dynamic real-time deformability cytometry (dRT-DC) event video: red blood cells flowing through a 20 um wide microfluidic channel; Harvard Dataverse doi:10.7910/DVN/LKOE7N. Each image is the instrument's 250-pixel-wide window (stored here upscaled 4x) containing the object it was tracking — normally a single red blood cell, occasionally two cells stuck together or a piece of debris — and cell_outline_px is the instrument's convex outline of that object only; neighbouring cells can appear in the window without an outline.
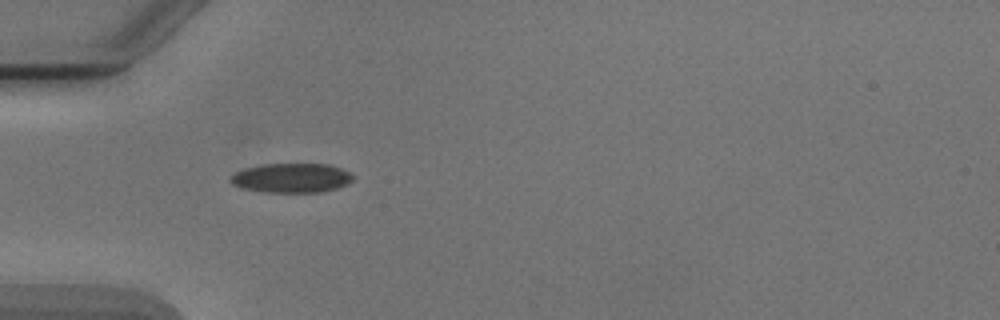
{"species": "Egyptian fruit bat (a non-hibernating species)", "species_latin": "Rousettus aegyptiacus", "temperature_condition": "cold", "stored_images_in_passage": 6, "camera_frame_rate_fps": 3000, "um_per_image_px": 0.085, "animal": {"sex": "male"}, "frame": {"image": 1, "passage_image": 3, "time_ms": 2.333, "image_size_px": [1000, 320], "cell_outline_px": [[352, 180], [348, 184], [336, 188], [320, 192], [264, 192], [244, 188], [232, 184], [228, 180], [236, 172], [244, 168], [260, 164], [328, 164], [340, 168], [348, 172], [352, 176]], "centroid_in_image_um": [24.75, 15.12], "position_along_channel_um": 60.2, "area_um2": 20.87}}
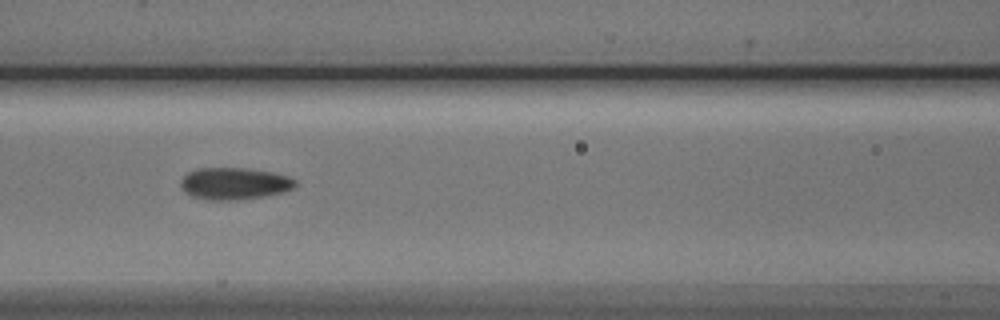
{"frame": {"image": 2, "passage_image": 5, "time_ms": 4.667, "image_size_px": [1000, 320], "cell_outline_px": [[296, 184], [292, 188], [280, 192], [264, 196], [236, 200], [208, 200], [192, 196], [184, 192], [180, 184], [180, 180], [188, 172], [200, 168], [248, 168], [272, 172], [288, 176], [296, 180]], "centroid_in_image_um": [19.89, 15.6], "position_along_channel_um": 146.7, "area_um2": 21.27}}
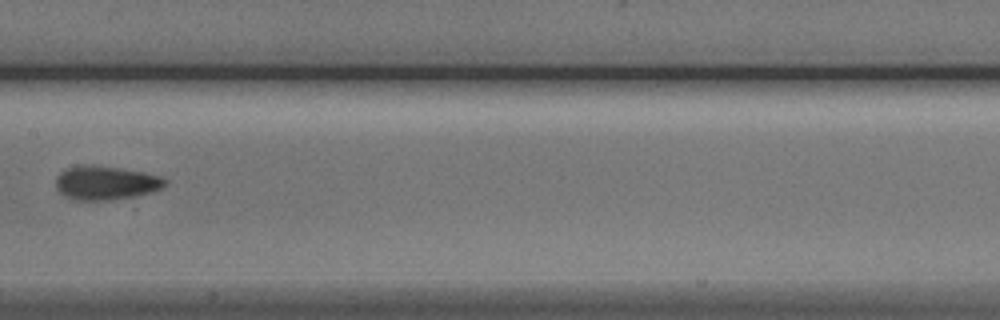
{"frame": {"image": 3, "passage_image": 6, "time_ms": 6.0, "image_size_px": [1000, 320], "cell_outline_px": [[168, 184], [152, 192], [112, 200], [72, 200], [64, 196], [56, 188], [56, 176], [64, 168], [84, 164], [88, 164], [120, 168], [144, 172], [164, 176], [168, 180]], "centroid_in_image_um": [8.99, 15.53], "position_along_channel_um": 198.4, "area_um2": 21.91}}